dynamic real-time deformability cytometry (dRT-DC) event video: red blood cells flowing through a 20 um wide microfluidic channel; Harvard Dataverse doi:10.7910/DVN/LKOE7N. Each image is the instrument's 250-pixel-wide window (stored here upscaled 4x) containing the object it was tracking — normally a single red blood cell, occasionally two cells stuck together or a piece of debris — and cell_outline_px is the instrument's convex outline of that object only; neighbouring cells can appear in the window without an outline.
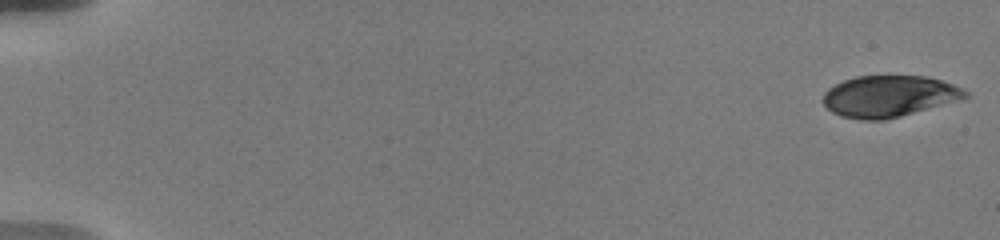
{"species": "human", "species_latin": "Homo sapiens", "temperature_condition": "warm", "stored_images_in_passage": 20, "camera_frame_rate_fps": 3000, "um_per_image_px": 0.085, "donor": {"sex": "male"}, "frame": {"image": 1, "passage_image": 1, "time_ms": 0.0, "image_size_px": [1000, 240], "cell_outline_px": [[968, 96], [956, 100], [900, 116], [884, 120], [860, 120], [840, 116], [832, 112], [824, 104], [824, 92], [828, 88], [844, 80], [856, 76], [888, 72], [928, 76], [964, 88], [968, 92]], "centroid_in_image_um": [75.54, 8.12], "position_along_channel_um": 9.5, "area_um2": 35.03}}
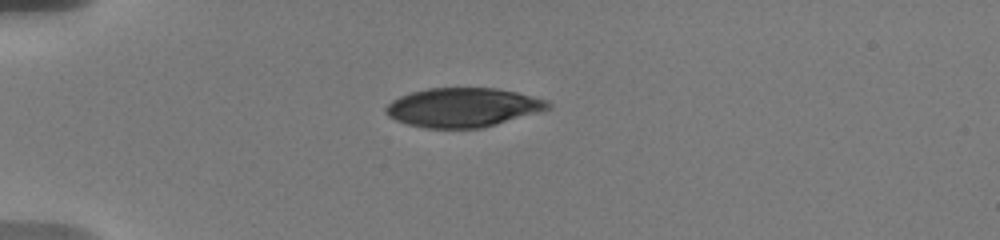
{"frame": {"image": 2, "passage_image": 15, "time_ms": 5.0, "image_size_px": [1000, 240], "cell_outline_px": [[552, 108], [540, 112], [496, 124], [480, 128], [428, 128], [408, 124], [396, 120], [388, 116], [384, 112], [384, 108], [392, 100], [400, 96], [412, 92], [428, 88], [496, 88], [516, 92], [548, 100], [552, 104]], "centroid_in_image_um": [39.36, 9.13], "position_along_channel_um": 45.6, "area_um2": 36.99}}
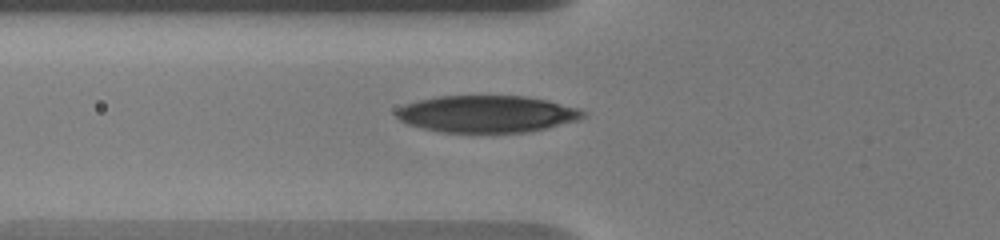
{"frame": {"image": 3, "passage_image": 20, "time_ms": 7.0, "image_size_px": [1000, 240], "cell_outline_px": [[588, 112], [580, 120], [544, 128], [524, 132], [440, 132], [420, 128], [408, 124], [400, 120], [396, 116], [396, 108], [404, 104], [416, 100], [440, 96], [528, 96], [548, 100], [580, 108]], "centroid_in_image_um": [41.38, 9.68], "position_along_channel_um": 84.4, "area_um2": 40.46}}